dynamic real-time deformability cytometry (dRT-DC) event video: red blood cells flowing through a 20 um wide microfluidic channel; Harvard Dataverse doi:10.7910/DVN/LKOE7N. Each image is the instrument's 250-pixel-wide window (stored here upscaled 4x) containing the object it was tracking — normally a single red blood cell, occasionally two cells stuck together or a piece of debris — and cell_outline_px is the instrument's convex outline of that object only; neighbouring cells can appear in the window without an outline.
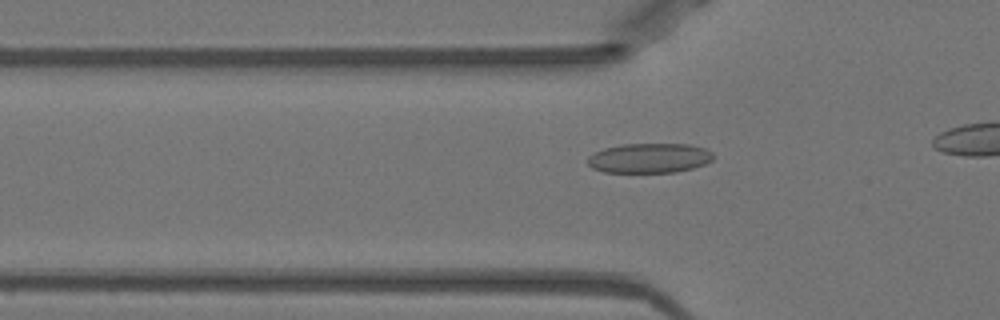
{"species": "Egyptian fruit bat (a non-hibernating species)", "species_latin": "Rousettus aegyptiacus", "temperature_condition": "warm", "stored_images_in_passage": 14, "camera_frame_rate_fps": 3000, "um_per_image_px": 0.085, "animal": {"sex": "female"}, "frame": {"image": 1, "passage_image": 8, "time_ms": 2.333, "image_size_px": [1000, 320], "cell_outline_px": [[716, 156], [712, 160], [704, 164], [692, 168], [676, 172], [604, 172], [592, 168], [588, 164], [588, 156], [604, 148], [620, 144], [688, 144], [704, 148], [712, 152]], "centroid_in_image_um": [55.21, 13.43], "position_along_channel_um": 70.6, "area_um2": 21.79}}
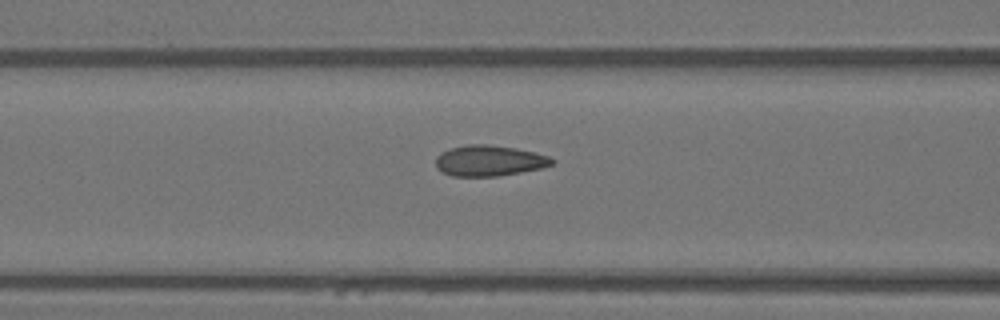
{"frame": {"image": 2, "passage_image": 12, "time_ms": 3.667, "image_size_px": [1000, 320], "cell_outline_px": [[556, 160], [552, 164], [544, 168], [496, 176], [452, 176], [440, 172], [436, 168], [436, 156], [440, 152], [452, 148], [468, 144], [488, 144], [516, 148], [536, 152], [548, 156]], "centroid_in_image_um": [41.58, 13.66], "position_along_channel_um": 125.0, "area_um2": 21.04}}